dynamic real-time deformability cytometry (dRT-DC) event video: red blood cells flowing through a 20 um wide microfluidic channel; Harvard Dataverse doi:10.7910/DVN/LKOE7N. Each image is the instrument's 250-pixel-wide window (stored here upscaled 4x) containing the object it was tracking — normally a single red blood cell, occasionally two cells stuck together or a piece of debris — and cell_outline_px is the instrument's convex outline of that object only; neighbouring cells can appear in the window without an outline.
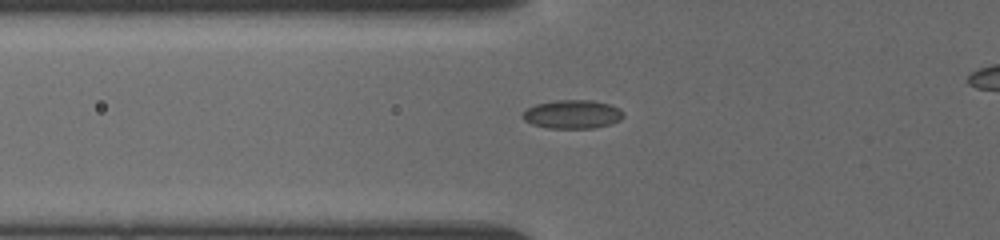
{"species": "common noctule bat (a hibernating species)", "species_latin": "Nyctalus noctula", "temperature_condition": "cold", "stored_images_in_passage": 34, "camera_frame_rate_fps": 3000, "um_per_image_px": 0.085, "animal": {"sex": "female", "body_mass_g": 19.5, "forearm_length_mm": 54.1}, "frame": {"image": 1, "passage_image": 3, "time_ms": 0.333, "image_size_px": [1000, 240], "cell_outline_px": [[624, 116], [620, 120], [596, 128], [548, 128], [532, 124], [524, 120], [520, 116], [528, 108], [536, 104], [556, 100], [592, 100], [608, 104], [620, 108], [624, 112]], "centroid_in_image_um": [48.66, 9.71], "position_along_channel_um": 77.1, "area_um2": 16.82}}
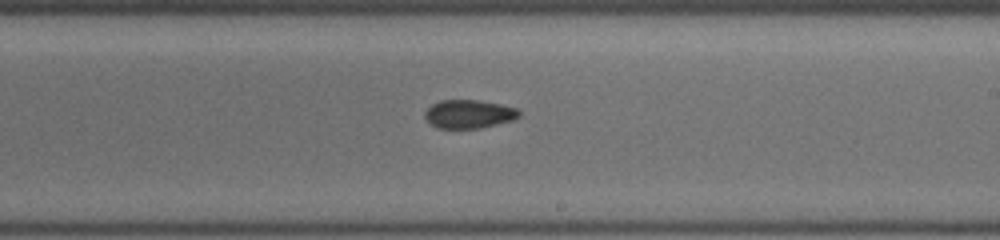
{"frame": {"image": 2, "passage_image": 18, "time_ms": 4.667, "image_size_px": [1000, 240], "cell_outline_px": [[520, 116], [512, 120], [480, 128], [436, 128], [424, 116], [424, 112], [432, 104], [440, 100], [476, 100], [500, 104], [516, 108], [520, 112]], "centroid_in_image_um": [39.84, 9.69], "position_along_channel_um": 249.2, "area_um2": 15.49}}
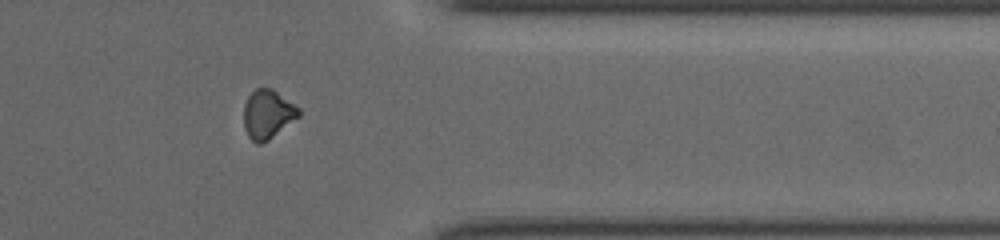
{"frame": {"image": 3, "passage_image": 29, "time_ms": 8.333, "image_size_px": [1000, 240], "cell_outline_px": [[300, 116], [268, 140], [260, 144], [256, 144], [248, 136], [244, 128], [244, 104], [248, 96], [256, 88], [272, 88], [300, 108]], "centroid_in_image_um": [22.75, 9.71], "position_along_channel_um": 388.6, "area_um2": 15.66}}